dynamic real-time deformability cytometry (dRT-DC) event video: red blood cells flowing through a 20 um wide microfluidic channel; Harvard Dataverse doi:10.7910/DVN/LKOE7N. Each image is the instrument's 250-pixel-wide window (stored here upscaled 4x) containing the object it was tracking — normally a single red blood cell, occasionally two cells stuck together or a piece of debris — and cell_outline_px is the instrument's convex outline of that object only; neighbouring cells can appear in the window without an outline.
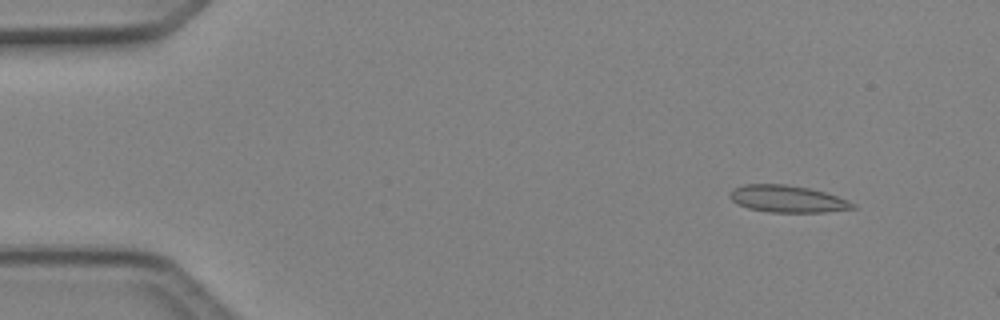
{"species": "Egyptian fruit bat (a non-hibernating species)", "species_latin": "Rousettus aegyptiacus", "temperature_condition": "cold", "stored_images_in_passage": 4, "camera_frame_rate_fps": 3000, "um_per_image_px": 0.085, "animal": {"sex": "female"}, "frame": {"image": 1, "passage_image": 2, "time_ms": 0.333, "image_size_px": [1000, 320], "cell_outline_px": [[856, 208], [824, 212], [768, 212], [748, 208], [732, 200], [728, 196], [732, 188], [744, 184], [784, 184], [808, 188], [824, 192], [848, 200], [856, 204]], "centroid_in_image_um": [66.91, 16.9], "position_along_channel_um": 18.1, "area_um2": 19.25}}